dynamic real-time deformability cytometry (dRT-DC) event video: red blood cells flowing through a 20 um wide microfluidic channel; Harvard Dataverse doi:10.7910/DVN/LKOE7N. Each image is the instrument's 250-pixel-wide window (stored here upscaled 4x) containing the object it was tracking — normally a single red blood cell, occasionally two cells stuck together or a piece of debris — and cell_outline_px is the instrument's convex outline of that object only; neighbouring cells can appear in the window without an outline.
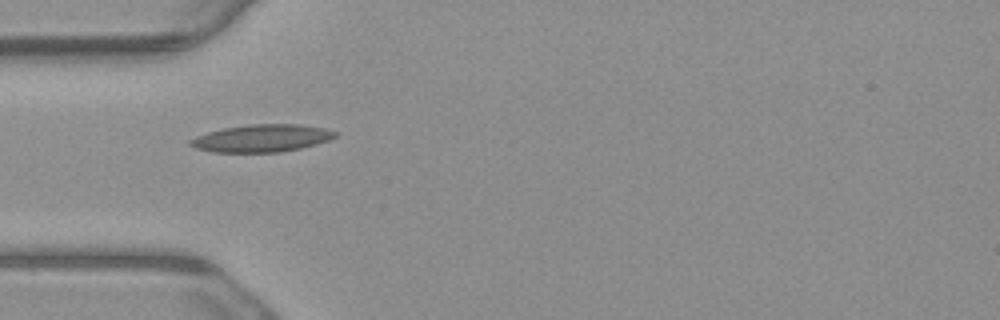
{"species": "common noctule bat (a hibernating species)", "species_latin": "Nyctalus noctula", "temperature_condition": "warm", "stored_images_in_passage": 5, "camera_frame_rate_fps": 3000, "um_per_image_px": 0.085, "animal": {"sex": "male", "body_mass_g": 23.1, "forearm_length_mm": 52.7}, "frame": {"image": 1, "passage_image": 5, "time_ms": 1.333, "image_size_px": [1000, 320], "cell_outline_px": [[336, 136], [328, 140], [316, 144], [300, 148], [280, 152], [212, 152], [196, 148], [188, 144], [188, 140], [196, 136], [208, 132], [224, 128], [252, 124], [300, 124], [324, 128], [336, 132]], "centroid_in_image_um": [22.22, 11.75], "position_along_channel_um": 62.8, "area_um2": 23.06}}